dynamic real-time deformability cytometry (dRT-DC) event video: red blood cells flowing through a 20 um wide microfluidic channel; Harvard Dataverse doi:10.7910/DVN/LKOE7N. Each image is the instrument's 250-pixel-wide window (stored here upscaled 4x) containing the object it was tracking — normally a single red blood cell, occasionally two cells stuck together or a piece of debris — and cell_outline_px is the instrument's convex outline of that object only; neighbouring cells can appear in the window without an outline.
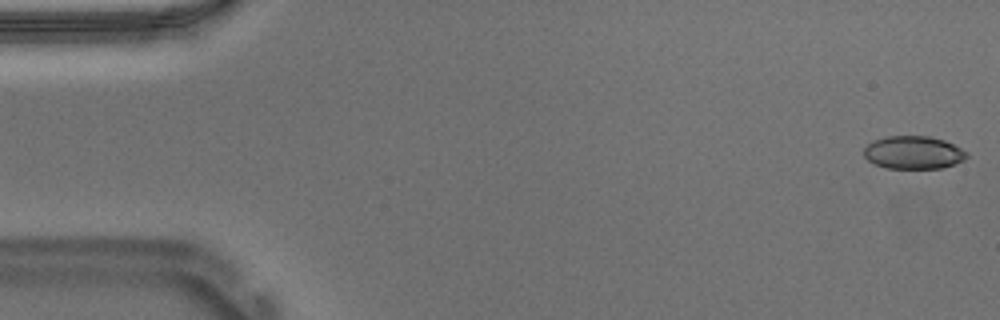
{"species": "Egyptian fruit bat (a non-hibernating species)", "species_latin": "Rousettus aegyptiacus", "temperature_condition": "warm", "stored_images_in_passage": 54, "camera_frame_rate_fps": 3000, "um_per_image_px": 0.085, "animal": {"sex": "male"}, "frame": {"image": 1, "passage_image": 1, "time_ms": 0.0, "image_size_px": [1000, 320], "cell_outline_px": [[968, 156], [964, 160], [944, 168], [888, 168], [876, 164], [868, 160], [864, 156], [864, 148], [872, 140], [884, 136], [928, 136], [944, 140], [968, 152]], "centroid_in_image_um": [77.64, 12.96], "position_along_channel_um": 7.4, "area_um2": 19.77}}
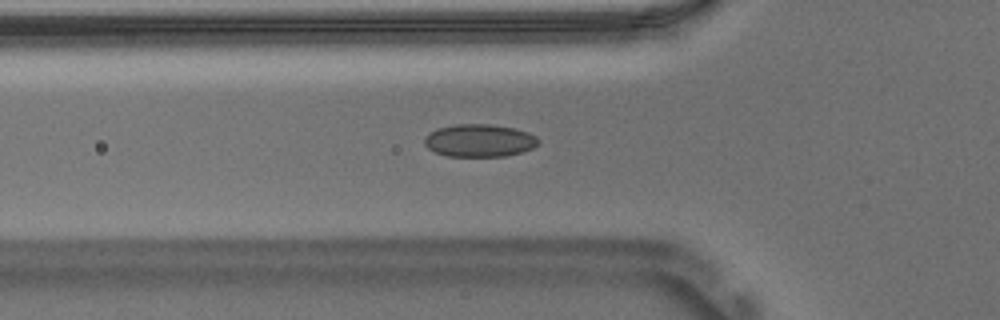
{"frame": {"image": 2, "passage_image": 18, "time_ms": 5.667, "image_size_px": [1000, 320], "cell_outline_px": [[540, 144], [532, 148], [520, 152], [504, 156], [448, 156], [436, 152], [428, 148], [424, 144], [424, 136], [440, 128], [456, 124], [488, 124], [516, 128], [528, 132], [536, 136], [540, 140]], "centroid_in_image_um": [40.78, 11.94], "position_along_channel_um": 85.0, "area_um2": 21.62}}
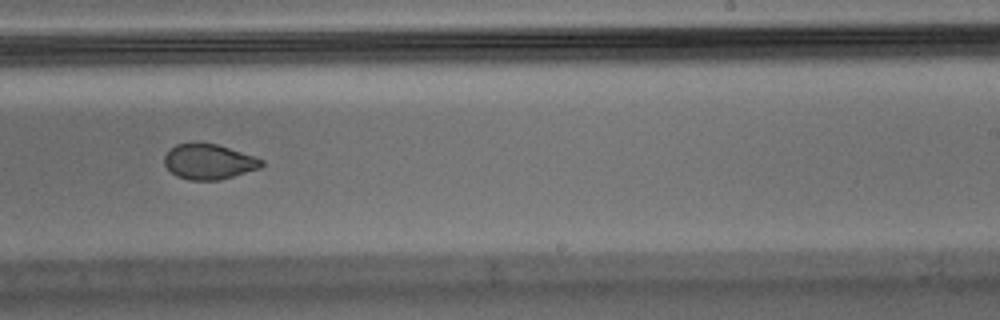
{"frame": {"image": 3, "passage_image": 33, "time_ms": 10.667, "image_size_px": [1000, 320], "cell_outline_px": [[264, 164], [260, 168], [220, 180], [188, 180], [176, 176], [164, 164], [164, 156], [168, 148], [176, 144], [200, 140], [216, 144], [264, 160]], "centroid_in_image_um": [17.69, 13.71], "position_along_channel_um": 271.3, "area_um2": 20.29}, "authors_computed_cell_mechanics": {"area_um2": 20.9814, "velocity_mm_per_s": 3.7091, "shape_relaxation_time_tau1_ms": null, "shape_relaxation_time_tau2_ms": 1.4876, "deformation_change_tau1": null, "deformation_change_tau2": 0.0615}}